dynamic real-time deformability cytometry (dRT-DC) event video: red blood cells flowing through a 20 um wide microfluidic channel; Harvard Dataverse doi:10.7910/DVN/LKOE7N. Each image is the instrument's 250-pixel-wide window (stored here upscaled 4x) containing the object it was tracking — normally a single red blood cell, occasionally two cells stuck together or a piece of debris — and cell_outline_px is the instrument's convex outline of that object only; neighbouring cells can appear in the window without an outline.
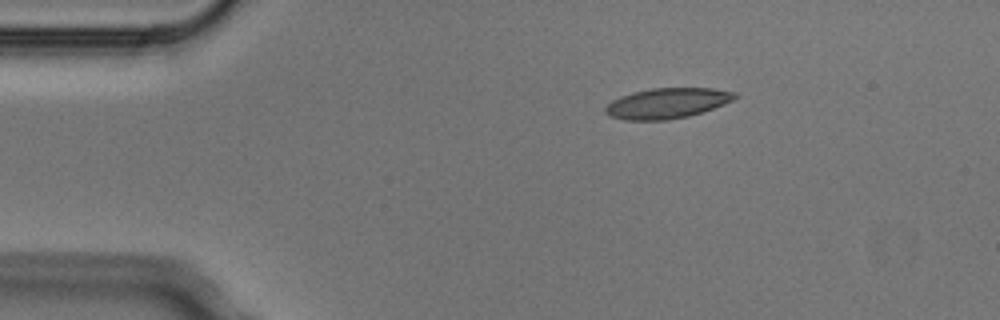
{"species": "Egyptian fruit bat (a non-hibernating species)", "species_latin": "Rousettus aegyptiacus", "temperature_condition": "cold", "stored_images_in_passage": 6, "camera_frame_rate_fps": 3000, "um_per_image_px": 0.085, "animal": {"sex": "male"}, "frame": {"image": 1, "passage_image": 2, "time_ms": 0.333, "image_size_px": [1000, 320], "cell_outline_px": [[740, 96], [724, 104], [688, 116], [668, 120], [624, 120], [608, 116], [604, 112], [604, 108], [612, 100], [620, 96], [652, 88], [712, 88], [736, 92]], "centroid_in_image_um": [56.69, 8.78], "position_along_channel_um": 28.3, "area_um2": 22.89}}
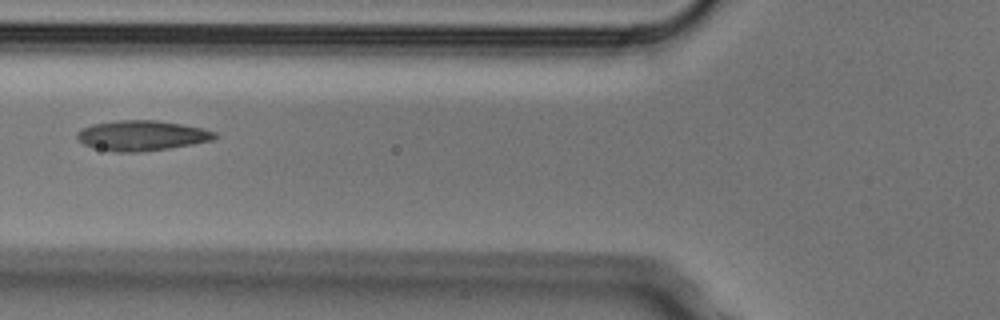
{"frame": {"image": 2, "passage_image": 5, "time_ms": 1.333, "image_size_px": [1000, 320], "cell_outline_px": [[216, 136], [212, 140], [192, 144], [168, 148], [140, 152], [112, 152], [92, 148], [84, 144], [76, 136], [76, 132], [92, 124], [120, 120], [156, 120], [204, 128], [216, 132]], "centroid_in_image_um": [12.03, 11.53], "position_along_channel_um": 113.8, "area_um2": 24.16}}
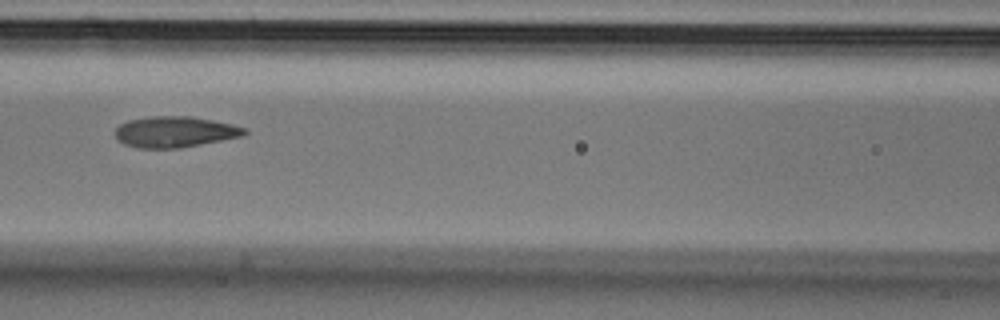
{"frame": {"image": 3, "passage_image": 6, "time_ms": 1.667, "image_size_px": [1000, 320], "cell_outline_px": [[248, 132], [244, 136], [180, 148], [140, 148], [124, 144], [116, 136], [116, 128], [120, 124], [128, 120], [152, 116], [192, 116], [232, 124], [248, 128]], "centroid_in_image_um": [14.91, 11.2], "position_along_channel_um": 151.7, "area_um2": 23.35}}